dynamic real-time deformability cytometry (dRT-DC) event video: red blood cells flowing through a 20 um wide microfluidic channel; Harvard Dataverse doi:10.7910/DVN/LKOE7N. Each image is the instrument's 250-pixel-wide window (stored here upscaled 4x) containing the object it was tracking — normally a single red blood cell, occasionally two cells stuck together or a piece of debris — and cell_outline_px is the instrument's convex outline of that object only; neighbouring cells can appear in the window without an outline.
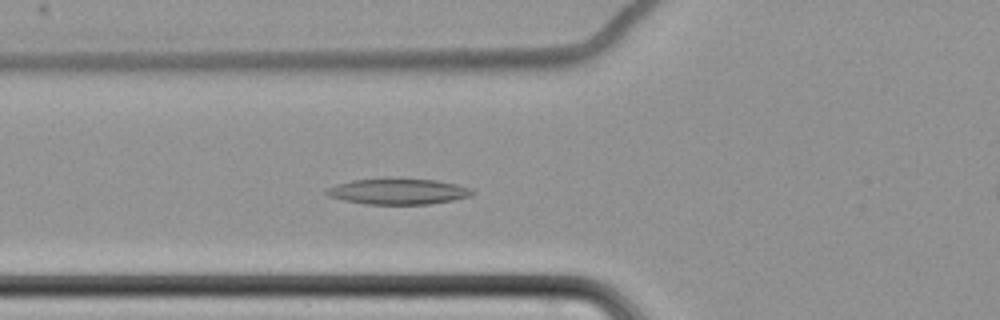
{"species": "common noctule bat (a hibernating species)", "species_latin": "Nyctalus noctula", "temperature_condition": "cold", "stored_images_in_passage": 58, "camera_frame_rate_fps": 3000, "um_per_image_px": 0.085, "animal": {"sex": "female", "body_mass_g": 22.7, "forearm_length_mm": 54.2}, "frame": {"image": 1, "passage_image": 24, "time_ms": 7.667, "image_size_px": [1000, 320], "cell_outline_px": [[476, 192], [472, 196], [452, 200], [428, 204], [364, 204], [344, 200], [328, 196], [324, 192], [328, 188], [336, 184], [352, 180], [436, 180], [456, 184], [472, 188]], "centroid_in_image_um": [33.87, 16.3], "position_along_channel_um": 91.9, "area_um2": 21.44}}
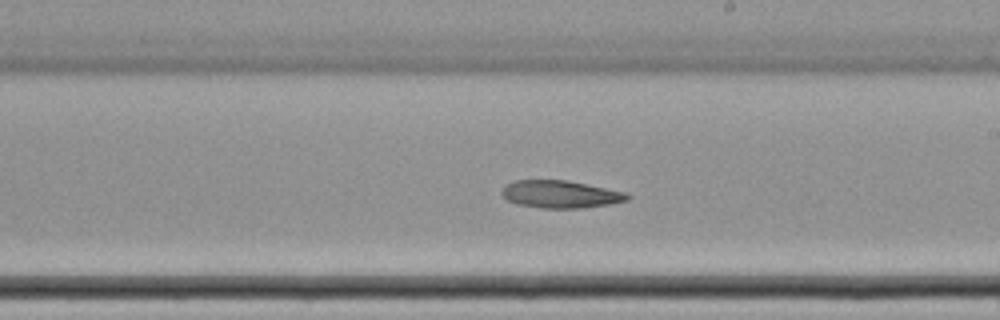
{"frame": {"image": 2, "passage_image": 37, "time_ms": 12.0, "image_size_px": [1000, 320], "cell_outline_px": [[632, 196], [628, 200], [608, 204], [584, 208], [540, 208], [516, 204], [508, 200], [500, 192], [508, 184], [516, 180], [568, 180], [624, 192]], "centroid_in_image_um": [47.64, 16.51], "position_along_channel_um": 241.4, "area_um2": 20.0}}
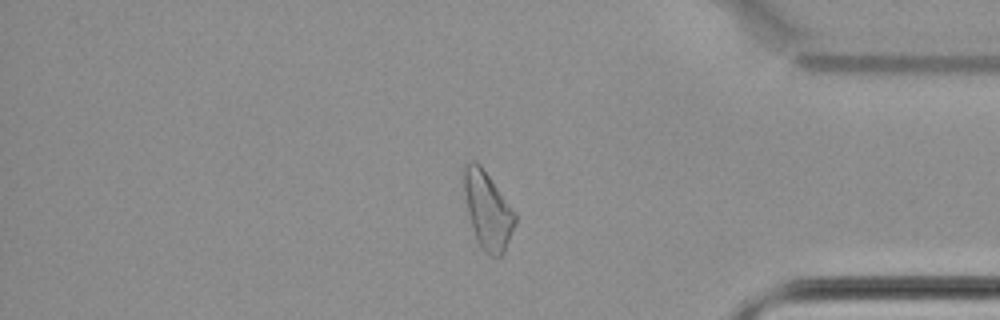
{"frame": {"image": 3, "passage_image": 52, "time_ms": 17.0, "image_size_px": [1000, 320], "cell_outline_px": [[516, 224], [504, 252], [500, 256], [492, 256], [484, 252], [480, 248], [476, 240], [472, 228], [468, 212], [464, 188], [464, 164], [468, 160], [476, 160], [480, 164], [516, 212]], "centroid_in_image_um": [41.46, 17.88], "position_along_channel_um": 393.7, "area_um2": 23.12}}